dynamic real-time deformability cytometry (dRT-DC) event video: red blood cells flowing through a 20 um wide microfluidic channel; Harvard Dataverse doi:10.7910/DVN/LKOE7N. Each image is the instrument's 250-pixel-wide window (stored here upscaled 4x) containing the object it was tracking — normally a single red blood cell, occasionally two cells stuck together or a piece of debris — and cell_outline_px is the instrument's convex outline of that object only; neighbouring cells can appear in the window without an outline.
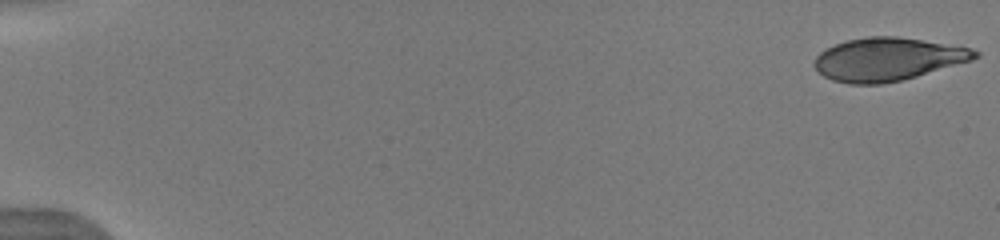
{"species": "human", "species_latin": "Homo sapiens", "temperature_condition": "warm", "stored_images_in_passage": 24, "camera_frame_rate_fps": 3000, "um_per_image_px": 0.085, "donor": {"sex": "male"}, "frame": {"image": 1, "passage_image": 1, "time_ms": 0.0, "image_size_px": [1000, 240], "cell_outline_px": [[980, 56], [972, 60], [916, 76], [900, 80], [880, 84], [848, 84], [832, 80], [824, 76], [812, 64], [816, 56], [820, 52], [836, 44], [848, 40], [868, 36], [896, 36], [972, 48], [980, 52]], "centroid_in_image_um": [75.45, 5.03], "position_along_channel_um": 9.6, "area_um2": 40.0}}
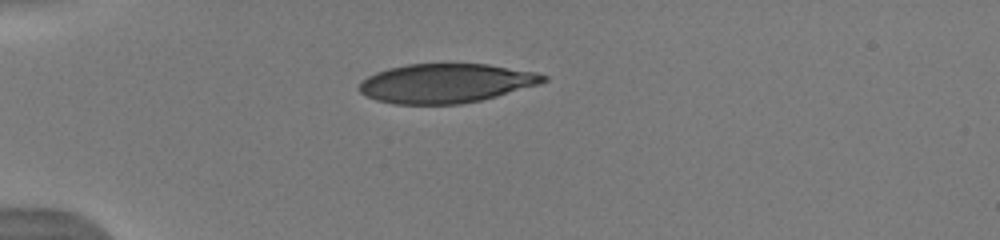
{"frame": {"image": 2, "passage_image": 15, "time_ms": 4.667, "image_size_px": [1000, 240], "cell_outline_px": [[548, 80], [540, 84], [496, 96], [480, 100], [460, 104], [392, 104], [376, 100], [364, 96], [356, 88], [368, 76], [376, 72], [388, 68], [408, 64], [488, 64], [536, 72], [548, 76]], "centroid_in_image_um": [37.89, 7.08], "position_along_channel_um": 47.1, "area_um2": 42.14}}